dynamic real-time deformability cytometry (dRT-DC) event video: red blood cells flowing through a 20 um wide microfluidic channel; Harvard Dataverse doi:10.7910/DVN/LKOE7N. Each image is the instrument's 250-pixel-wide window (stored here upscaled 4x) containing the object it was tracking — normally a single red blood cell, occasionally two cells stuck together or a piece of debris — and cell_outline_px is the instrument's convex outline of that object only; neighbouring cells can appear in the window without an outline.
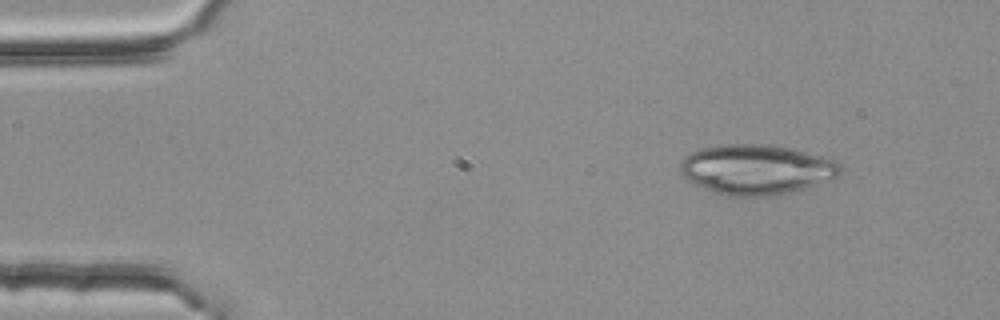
{"species": "common noctule bat (a hibernating species)", "species_latin": "Nyctalus noctula", "temperature_condition": "room temperature", "stored_images_in_passage": 4, "segment_of_instrument_passage": [1, 2], "camera_frame_rate_fps": 3000, "um_per_image_px": 0.085, "animal": {"sex": "female", "body_mass_g": 25.1}, "frame": {"image": 1, "passage_image": 1, "time_ms": 0.0, "image_size_px": [1000, 320], "cell_outline_px": [[840, 172], [836, 176], [816, 184], [804, 188], [788, 192], [764, 196], [724, 196], [712, 192], [704, 188], [684, 176], [680, 172], [680, 164], [692, 152], [700, 148], [724, 144], [772, 144], [792, 148], [836, 160], [840, 164]], "centroid_in_image_um": [64.29, 14.39], "position_along_channel_um": 20.7, "area_um2": 46.18}}